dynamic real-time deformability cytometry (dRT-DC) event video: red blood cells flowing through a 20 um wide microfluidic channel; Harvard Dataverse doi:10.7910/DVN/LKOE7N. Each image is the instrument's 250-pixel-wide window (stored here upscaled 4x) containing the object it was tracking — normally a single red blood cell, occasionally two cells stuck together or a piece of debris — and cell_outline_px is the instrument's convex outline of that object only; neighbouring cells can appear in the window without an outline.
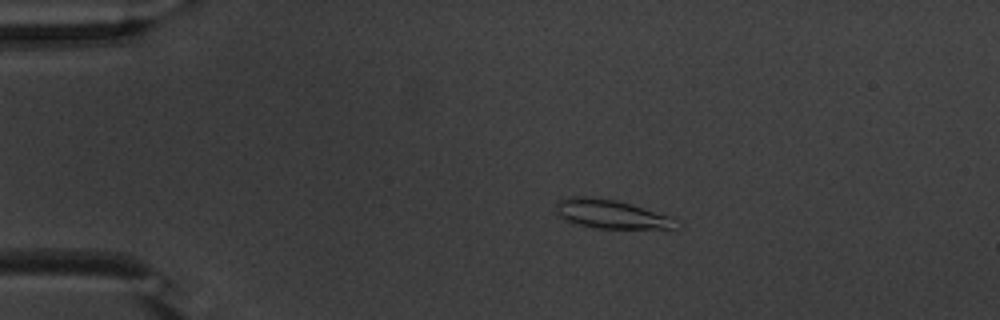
{"species": "common noctule bat (a hibernating species)", "species_latin": "Nyctalus noctula", "temperature_condition": "warm", "stored_images_in_passage": 43, "camera_frame_rate_fps": 3000, "um_per_image_px": 0.085, "animal": {"sex": "male", "body_mass_g": 20.1, "forearm_length_mm": 53.5}, "frame": {"image": 1, "passage_image": 1, "time_ms": 0.0, "image_size_px": [1000, 320], "cell_outline_px": [[676, 228], [596, 228], [564, 220], [552, 212], [556, 204], [560, 200], [572, 196], [588, 196], [616, 200], [672, 216]], "centroid_in_image_um": [51.84, 18.18], "position_along_channel_um": 33.2, "area_um2": 20.0}}
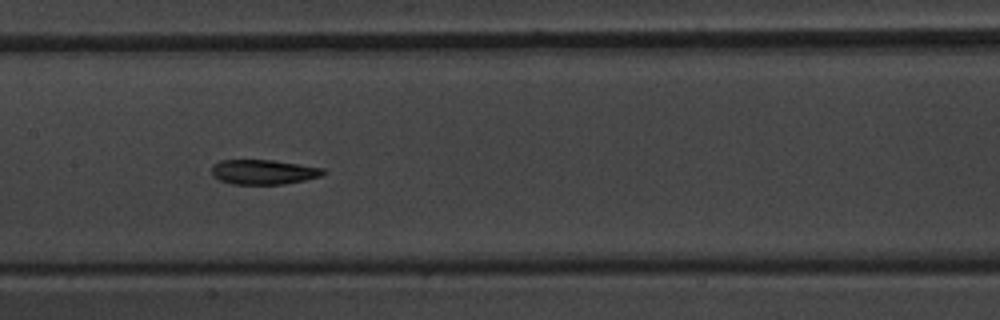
{"frame": {"image": 2, "passage_image": 17, "time_ms": 5.333, "image_size_px": [1000, 320], "cell_outline_px": [[324, 176], [284, 184], [232, 184], [220, 180], [212, 176], [212, 164], [220, 160], [272, 160], [324, 168]], "centroid_in_image_um": [22.38, 14.62], "position_along_channel_um": 185.0, "area_um2": 16.13}}
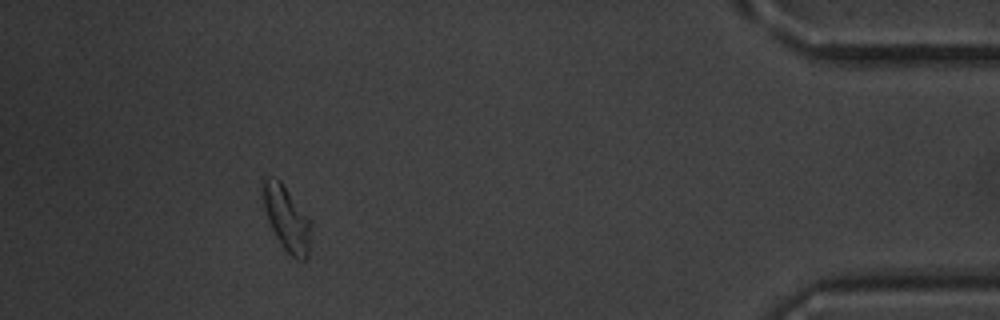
{"frame": {"image": 3, "passage_image": 39, "time_ms": 12.667, "image_size_px": [1000, 320], "cell_outline_px": [[312, 224], [308, 256], [304, 260], [296, 260], [284, 248], [276, 236], [268, 220], [260, 188], [260, 176], [276, 176], [280, 180], [312, 220]], "centroid_in_image_um": [24.35, 18.48], "position_along_channel_um": 410.8, "area_um2": 18.67}, "authors_computed_cell_mechanics": {"area_um2": 17.1088, "velocity_mm_per_s": 3.8054, "shape_relaxation_time_tau1_ms": 4.2296, "shape_relaxation_time_tau2_ms": 2.9427, "deformation_change_tau1": 0.1525, "deformation_change_tau2": 0.0784}}